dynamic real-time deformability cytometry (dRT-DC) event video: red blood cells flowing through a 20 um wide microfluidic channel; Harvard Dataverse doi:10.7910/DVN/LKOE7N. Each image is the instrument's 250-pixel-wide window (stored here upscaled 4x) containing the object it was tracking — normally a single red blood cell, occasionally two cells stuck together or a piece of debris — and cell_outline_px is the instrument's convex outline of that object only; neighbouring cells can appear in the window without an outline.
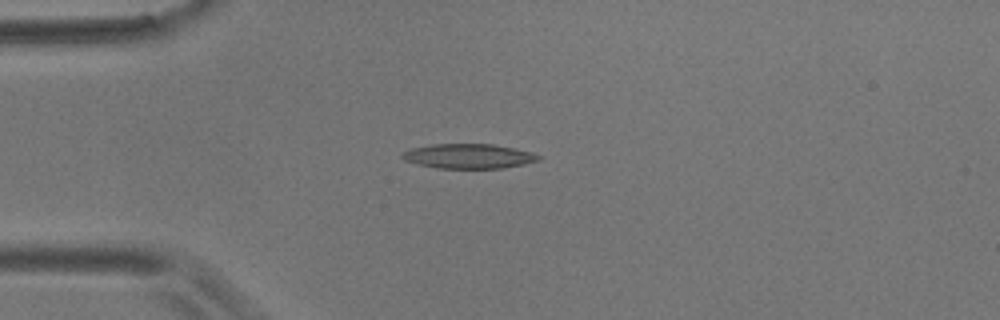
{"species": "common noctule bat (a hibernating species)", "species_latin": "Nyctalus noctula", "temperature_condition": "room temperature", "stored_images_in_passage": 2, "camera_frame_rate_fps": 3000, "um_per_image_px": 0.085, "animal": {"sex": "male", "body_mass_g": 17.9}, "frame": {"image": 1, "passage_image": 1, "time_ms": 0.0, "image_size_px": [1000, 320], "cell_outline_px": [[540, 160], [524, 164], [504, 168], [440, 168], [416, 164], [404, 160], [400, 156], [404, 152], [412, 148], [432, 144], [492, 144], [516, 148], [532, 152], [540, 156]], "centroid_in_image_um": [39.85, 13.27], "position_along_channel_um": 45.2, "area_um2": 19.59}}